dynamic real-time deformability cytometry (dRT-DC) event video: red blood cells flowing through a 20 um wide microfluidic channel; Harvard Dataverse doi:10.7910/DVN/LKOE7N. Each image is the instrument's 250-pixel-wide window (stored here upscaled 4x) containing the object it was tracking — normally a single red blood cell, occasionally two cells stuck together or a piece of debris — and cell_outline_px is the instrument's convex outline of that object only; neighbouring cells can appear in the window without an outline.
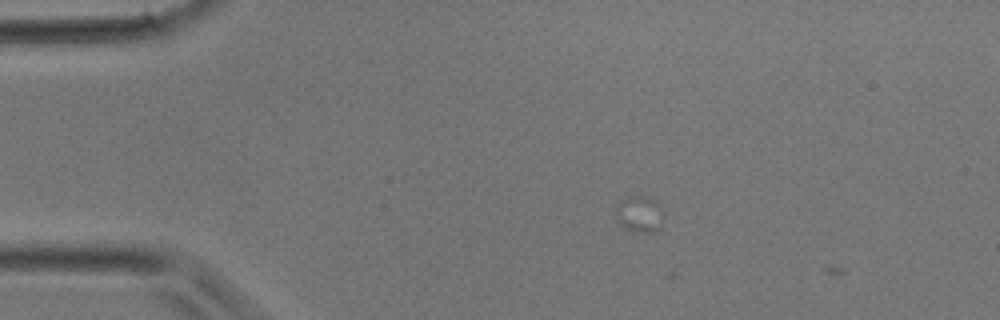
{"species": "common noctule bat (a hibernating species)", "species_latin": "Nyctalus noctula", "temperature_condition": "room temperature", "stored_images_in_passage": 5, "camera_frame_rate_fps": 3000, "um_per_image_px": 0.085, "animal": {"sex": "male", "body_mass_g": 17.9}, "frame": {"image": 1, "passage_image": 4, "time_ms": 1.0, "image_size_px": [1000, 320], "cell_outline_px": [[664, 220], [660, 232], [640, 232], [628, 228], [620, 224], [616, 216], [616, 204], [620, 200], [628, 196], [644, 196], [656, 200], [660, 204], [664, 216]], "centroid_in_image_um": [54.42, 18.19], "position_along_channel_um": 30.6, "area_um2": 10.4}}